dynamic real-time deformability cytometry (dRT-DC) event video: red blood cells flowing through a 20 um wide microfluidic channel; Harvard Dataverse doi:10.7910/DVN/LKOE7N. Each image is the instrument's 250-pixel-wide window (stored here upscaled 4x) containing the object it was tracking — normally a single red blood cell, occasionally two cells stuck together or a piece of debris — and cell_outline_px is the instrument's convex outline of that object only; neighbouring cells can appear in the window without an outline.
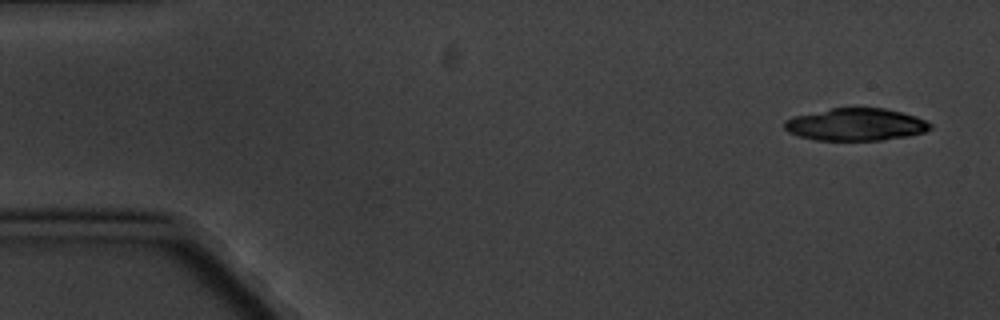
{"species": "common noctule bat (a hibernating species)", "species_latin": "Nyctalus noctula", "temperature_condition": "cold", "stored_images_in_passage": 4, "camera_frame_rate_fps": 3000, "um_per_image_px": 0.085, "animal": {"sex": "male", "body_mass_g": 20.1, "forearm_length_mm": 53.5}, "frame": {"image": 1, "passage_image": 1, "time_ms": 0.0, "image_size_px": [1000, 320], "cell_outline_px": [[932, 128], [924, 132], [908, 136], [880, 140], [816, 140], [800, 136], [788, 132], [784, 128], [784, 120], [792, 116], [832, 108], [884, 108], [916, 116], [932, 124]], "centroid_in_image_um": [72.72, 10.58], "position_along_channel_um": 12.3, "area_um2": 27.46}}